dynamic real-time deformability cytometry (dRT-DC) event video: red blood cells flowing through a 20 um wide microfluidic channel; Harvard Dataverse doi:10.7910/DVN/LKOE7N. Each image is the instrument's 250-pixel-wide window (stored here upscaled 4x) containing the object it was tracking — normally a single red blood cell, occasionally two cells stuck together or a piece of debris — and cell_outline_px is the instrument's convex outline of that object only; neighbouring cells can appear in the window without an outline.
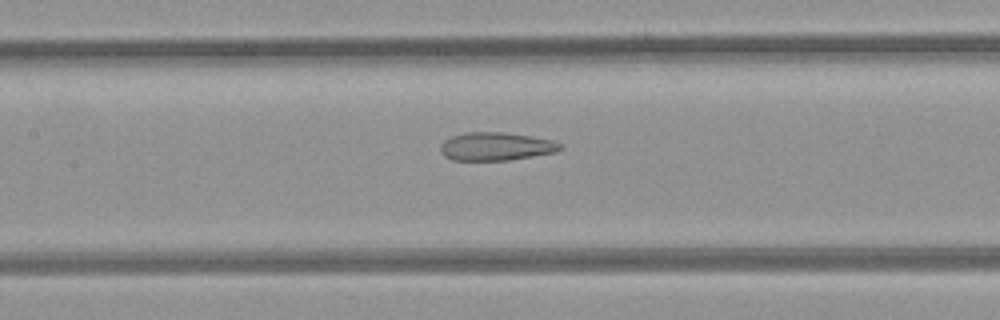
{"species": "common noctule bat (a hibernating species)", "species_latin": "Nyctalus noctula", "temperature_condition": "room temperature", "stored_images_in_passage": 47, "camera_frame_rate_fps": 3000, "um_per_image_px": 0.085, "animal": {"sex": "female", "body_mass_g": 21.9}, "frame": {"image": 1, "passage_image": 19, "time_ms": 6.0, "image_size_px": [1000, 320], "cell_outline_px": [[564, 148], [556, 152], [508, 160], [452, 160], [444, 156], [440, 152], [440, 144], [444, 140], [452, 136], [464, 132], [504, 132], [532, 136], [552, 140], [564, 144]], "centroid_in_image_um": [42.16, 12.44], "position_along_channel_um": 165.2, "area_um2": 19.88}}
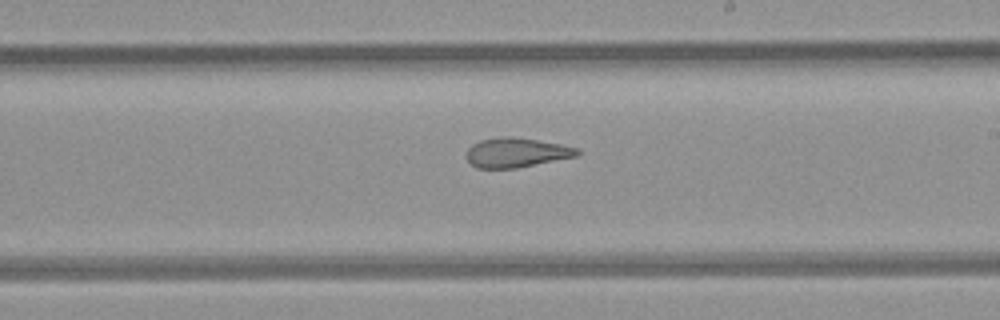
{"frame": {"image": 2, "passage_image": 25, "time_ms": 8.0, "image_size_px": [1000, 320], "cell_outline_px": [[580, 156], [516, 168], [476, 168], [464, 156], [468, 148], [472, 144], [480, 140], [504, 136], [536, 140], [560, 144], [580, 148]], "centroid_in_image_um": [43.9, 12.98], "position_along_channel_um": 245.1, "area_um2": 19.13}}
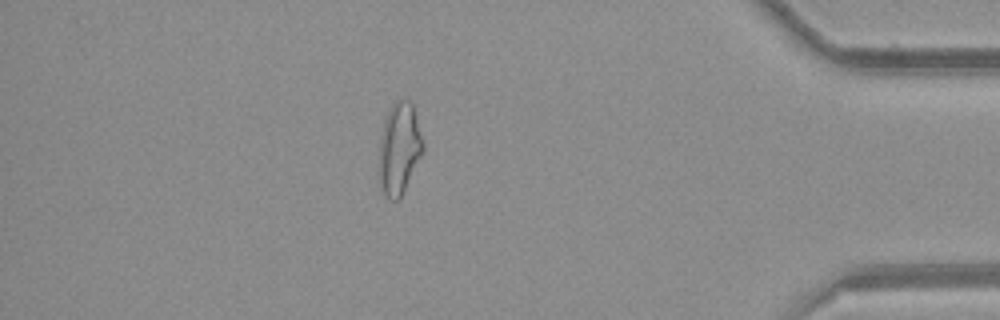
{"frame": {"image": 3, "passage_image": 40, "time_ms": 13.0, "image_size_px": [1000, 320], "cell_outline_px": [[424, 148], [400, 196], [396, 200], [388, 200], [384, 196], [380, 188], [380, 136], [384, 120], [388, 108], [396, 100], [408, 100], [412, 104], [424, 144]], "centroid_in_image_um": [33.91, 12.6], "position_along_channel_um": 401.3, "area_um2": 23.0}, "authors_computed_cell_mechanics": {"area_um2": 22.0218, "velocity_mm_per_s": 4.0006, "shape_relaxation_time_tau1_ms": null, "shape_relaxation_time_tau2_ms": 2.4842, "deformation_change_tau1": null, "deformation_change_tau2": 0.1149}}